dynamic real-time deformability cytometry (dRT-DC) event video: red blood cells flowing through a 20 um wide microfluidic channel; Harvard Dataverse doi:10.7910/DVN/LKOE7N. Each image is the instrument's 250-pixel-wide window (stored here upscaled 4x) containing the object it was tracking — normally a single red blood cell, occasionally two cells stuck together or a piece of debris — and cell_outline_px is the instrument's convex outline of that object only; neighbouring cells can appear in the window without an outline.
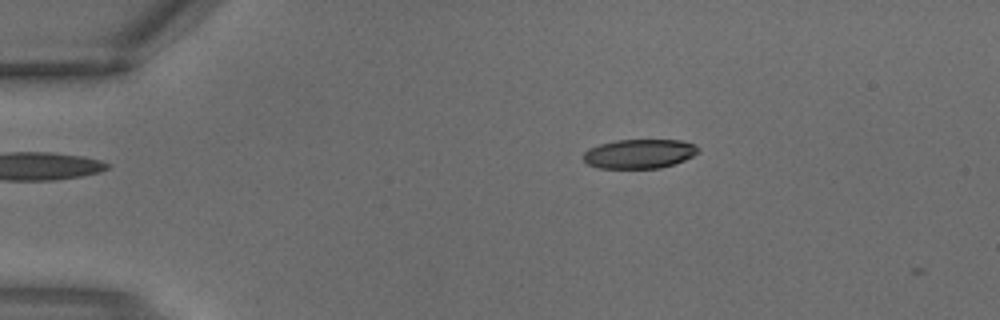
{"species": "common noctule bat (a hibernating species)", "species_latin": "Nyctalus noctula", "temperature_condition": "warm", "stored_images_in_passage": 2, "camera_frame_rate_fps": 3000, "um_per_image_px": 0.085, "animal": {"sex": "male", "body_mass_g": 18.8}, "frame": {"image": 1, "passage_image": 1, "time_ms": 0.0, "image_size_px": [1000, 320], "cell_outline_px": [[700, 152], [684, 160], [660, 168], [596, 168], [588, 164], [584, 160], [584, 152], [588, 148], [600, 144], [616, 140], [680, 140], [696, 144], [700, 148]], "centroid_in_image_um": [54.36, 13.06], "position_along_channel_um": 30.6, "area_um2": 19.65}}
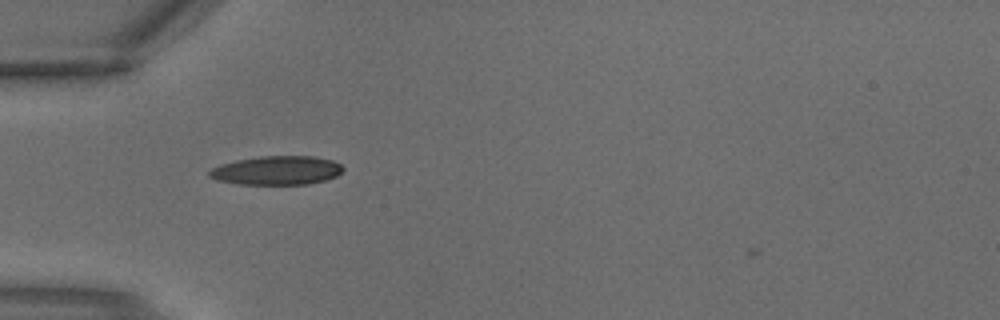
{"frame": {"image": 2, "passage_image": 2, "time_ms": 0.333, "image_size_px": [1000, 320], "cell_outline_px": [[344, 168], [336, 176], [324, 180], [308, 184], [236, 184], [216, 180], [208, 176], [208, 172], [212, 168], [220, 164], [236, 160], [260, 156], [312, 156], [332, 160], [340, 164]], "centroid_in_image_um": [23.49, 14.48], "position_along_channel_um": 61.5, "area_um2": 22.48}}